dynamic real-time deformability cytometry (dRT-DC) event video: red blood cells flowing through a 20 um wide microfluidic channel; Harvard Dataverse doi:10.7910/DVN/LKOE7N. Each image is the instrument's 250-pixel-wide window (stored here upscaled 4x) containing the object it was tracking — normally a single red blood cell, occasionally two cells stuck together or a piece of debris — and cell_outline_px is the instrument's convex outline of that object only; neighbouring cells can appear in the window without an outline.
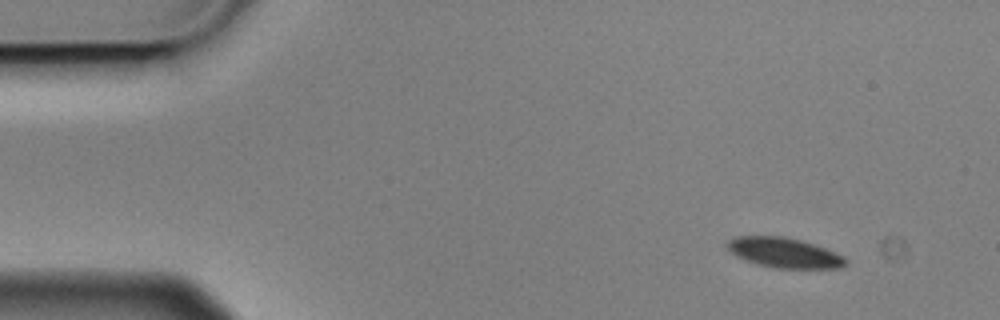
{"species": "Egyptian fruit bat (a non-hibernating species)", "species_latin": "Rousettus aegyptiacus", "temperature_condition": "cold", "stored_images_in_passage": 5, "camera_frame_rate_fps": 3000, "um_per_image_px": 0.085, "animal": {"sex": "male"}, "frame": {"image": 1, "passage_image": 1, "time_ms": 0.0, "image_size_px": [1000, 320], "cell_outline_px": [[848, 264], [840, 268], [776, 268], [756, 264], [744, 260], [736, 256], [728, 248], [728, 240], [736, 236], [784, 236], [800, 240], [824, 248], [844, 256], [848, 260]], "centroid_in_image_um": [66.67, 21.49], "position_along_channel_um": 18.3, "area_um2": 20.63}}
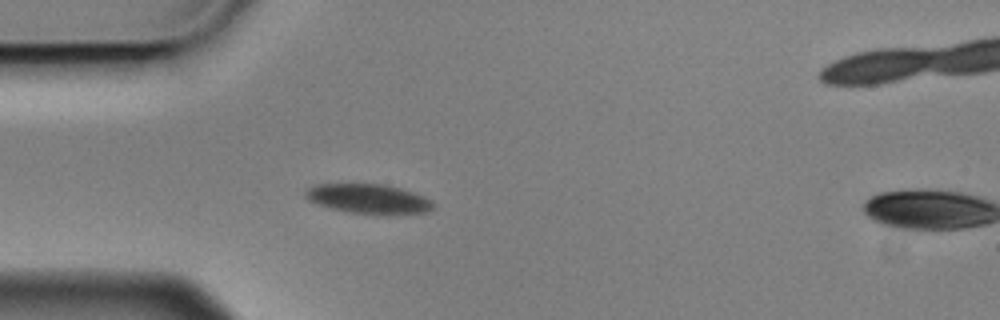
{"frame": {"image": 2, "passage_image": 4, "time_ms": 1.0, "image_size_px": [1000, 320], "cell_outline_px": [[432, 208], [428, 212], [388, 216], [348, 212], [332, 208], [308, 200], [304, 196], [304, 192], [308, 188], [316, 184], [380, 184], [400, 188], [412, 192], [432, 200]], "centroid_in_image_um": [31.34, 16.92], "position_along_channel_um": 53.7, "area_um2": 22.14}}